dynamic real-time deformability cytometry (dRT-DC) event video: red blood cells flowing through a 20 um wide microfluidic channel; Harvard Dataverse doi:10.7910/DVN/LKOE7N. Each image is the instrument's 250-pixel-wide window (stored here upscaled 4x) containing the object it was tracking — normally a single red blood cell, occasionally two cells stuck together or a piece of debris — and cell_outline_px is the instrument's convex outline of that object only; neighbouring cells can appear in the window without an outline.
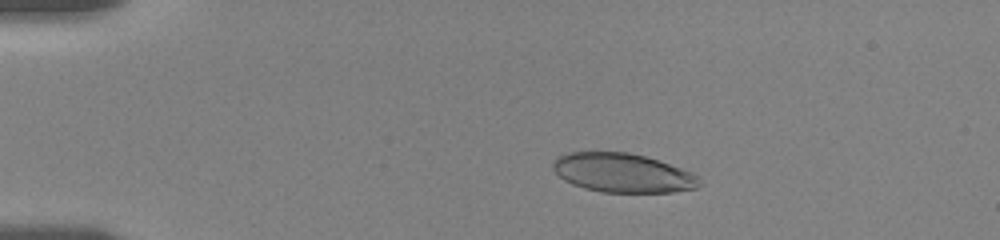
{"species": "human", "species_latin": "Homo sapiens", "temperature_condition": "room temperature", "stored_images_in_passage": 26, "camera_frame_rate_fps": 3000, "um_per_image_px": 0.085, "donor": {"sex": "female"}, "frame": {"image": 1, "passage_image": 7, "time_ms": 3.0, "image_size_px": [1000, 240], "cell_outline_px": [[704, 184], [696, 188], [672, 192], [600, 192], [584, 188], [572, 184], [564, 180], [552, 168], [552, 164], [556, 156], [568, 152], [628, 152], [644, 156], [692, 172]], "centroid_in_image_um": [52.9, 14.7], "position_along_channel_um": 32.1, "area_um2": 33.29}}
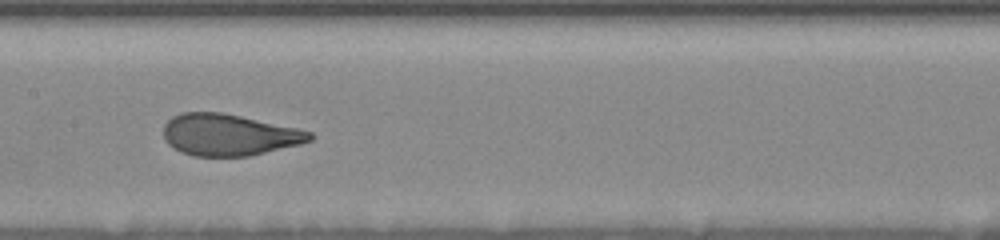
{"frame": {"image": 2, "passage_image": 18, "time_ms": 9.0, "image_size_px": [1000, 240], "cell_outline_px": [[316, 136], [312, 140], [300, 144], [248, 156], [192, 156], [180, 152], [168, 144], [164, 140], [164, 124], [172, 116], [180, 112], [220, 112], [240, 116], [296, 128], [312, 132]], "centroid_in_image_um": [19.43, 11.46], "position_along_channel_um": 188.0, "area_um2": 35.43}}
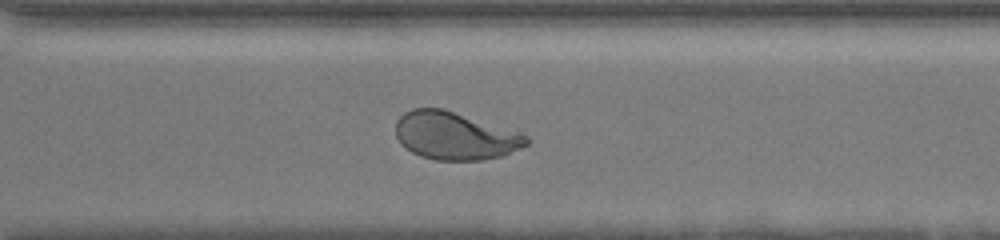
{"frame": {"image": 3, "passage_image": 26, "time_ms": 13.0, "image_size_px": [1000, 240], "cell_outline_px": [[528, 144], [500, 156], [484, 160], [436, 160], [420, 156], [404, 148], [400, 144], [396, 136], [396, 120], [404, 112], [412, 108], [444, 108], [528, 136]], "centroid_in_image_um": [38.59, 11.54], "position_along_channel_um": 332.0, "area_um2": 36.13}}